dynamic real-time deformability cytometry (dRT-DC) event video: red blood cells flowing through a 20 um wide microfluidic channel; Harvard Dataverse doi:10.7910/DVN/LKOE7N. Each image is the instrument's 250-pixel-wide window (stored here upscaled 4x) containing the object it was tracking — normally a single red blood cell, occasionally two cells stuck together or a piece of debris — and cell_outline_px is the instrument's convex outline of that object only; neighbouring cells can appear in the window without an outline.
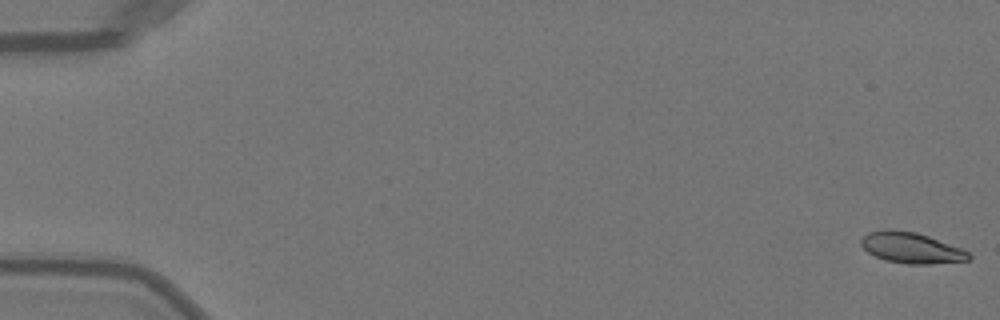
{"species": "Egyptian fruit bat (a non-hibernating species)", "species_latin": "Rousettus aegyptiacus", "temperature_condition": "warm", "stored_images_in_passage": 4, "camera_frame_rate_fps": 3000, "um_per_image_px": 0.085, "animal": {"sex": "female"}, "frame": {"image": 1, "passage_image": 1, "time_ms": 0.0, "image_size_px": [1000, 320], "cell_outline_px": [[972, 260], [928, 264], [908, 264], [884, 260], [868, 252], [860, 244], [860, 240], [868, 232], [884, 228], [888, 228], [916, 232], [928, 236], [960, 248], [968, 252], [972, 256]], "centroid_in_image_um": [77.44, 21.06], "position_along_channel_um": 7.6, "area_um2": 19.42}}